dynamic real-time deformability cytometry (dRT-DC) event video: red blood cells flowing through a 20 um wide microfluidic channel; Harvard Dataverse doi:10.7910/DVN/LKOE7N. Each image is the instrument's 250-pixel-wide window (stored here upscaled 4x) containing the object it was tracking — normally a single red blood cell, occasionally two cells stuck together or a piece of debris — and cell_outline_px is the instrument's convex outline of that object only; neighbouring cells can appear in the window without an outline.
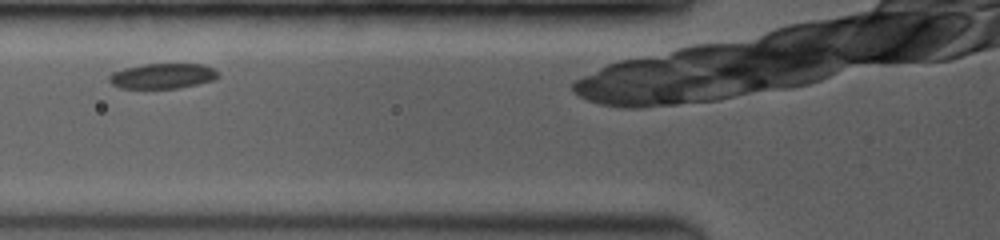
{"species": "common noctule bat (a hibernating species)", "species_latin": "Nyctalus noctula", "temperature_condition": "room temperature", "stored_images_in_passage": 5, "camera_frame_rate_fps": 3500, "um_per_image_px": 0.085, "animal": {"sex": "female", "body_mass_g": 19.0, "forearm_length_mm": 53.3}, "frame": {"image": 1, "passage_image": 2, "time_ms": 1.143, "image_size_px": [1000, 240], "cell_outline_px": [[220, 76], [216, 80], [176, 88], [120, 88], [112, 84], [108, 80], [108, 76], [112, 72], [124, 68], [144, 64], [204, 64], [212, 68]], "centroid_in_image_um": [13.81, 6.45], "position_along_channel_um": 112.0, "area_um2": 16.01}}
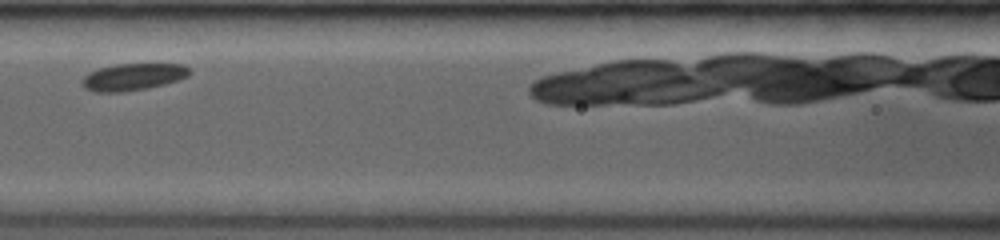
{"frame": {"image": 2, "passage_image": 3, "time_ms": 2.286, "image_size_px": [1000, 240], "cell_outline_px": [[192, 72], [188, 76], [180, 80], [148, 88], [124, 92], [92, 92], [84, 88], [84, 76], [88, 72], [100, 68], [116, 64], [184, 64]], "centroid_in_image_um": [11.34, 6.54], "position_along_channel_um": 155.3, "area_um2": 16.94}}
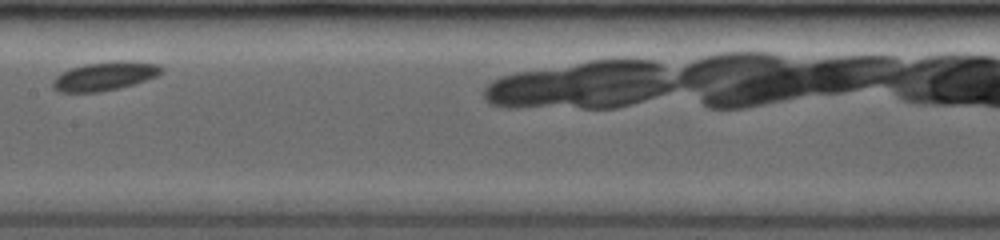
{"frame": {"image": 3, "passage_image": 4, "time_ms": 3.429, "image_size_px": [1000, 240], "cell_outline_px": [[164, 72], [156, 76], [120, 88], [100, 92], [60, 92], [52, 88], [52, 80], [60, 72], [84, 64], [124, 60], [128, 60], [160, 64], [164, 68]], "centroid_in_image_um": [8.91, 6.46], "position_along_channel_um": 198.5, "area_um2": 18.32}}